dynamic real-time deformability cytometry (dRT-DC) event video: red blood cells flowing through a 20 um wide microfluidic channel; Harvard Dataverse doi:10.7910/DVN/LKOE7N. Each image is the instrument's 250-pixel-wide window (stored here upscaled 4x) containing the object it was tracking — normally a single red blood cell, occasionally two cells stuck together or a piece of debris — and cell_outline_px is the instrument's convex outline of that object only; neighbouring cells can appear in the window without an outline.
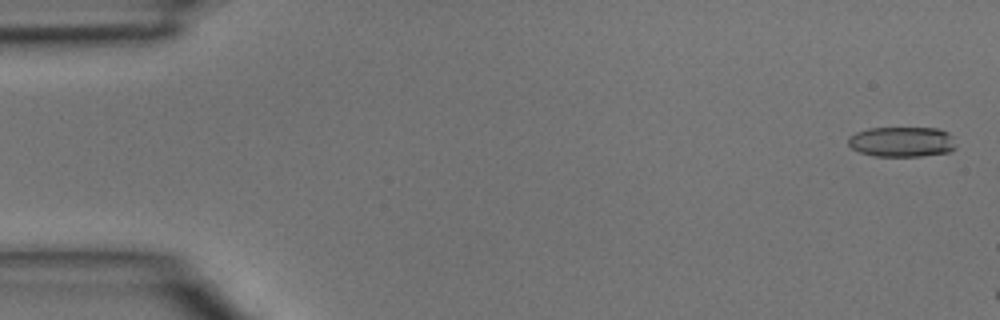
{"species": "common noctule bat (a hibernating species)", "species_latin": "Nyctalus noctula", "temperature_condition": "room temperature", "stored_images_in_passage": 7, "camera_frame_rate_fps": 3000, "um_per_image_px": 0.085, "animal": {"sex": "male", "body_mass_g": 15.6}, "frame": {"image": 1, "passage_image": 2, "time_ms": 0.333, "image_size_px": [1000, 320], "cell_outline_px": [[956, 148], [948, 152], [920, 156], [876, 156], [860, 152], [852, 148], [848, 144], [848, 136], [856, 132], [868, 128], [940, 128], [948, 132], [952, 136], [956, 144]], "centroid_in_image_um": [76.67, 12.04], "position_along_channel_um": 8.3, "area_um2": 19.07}}